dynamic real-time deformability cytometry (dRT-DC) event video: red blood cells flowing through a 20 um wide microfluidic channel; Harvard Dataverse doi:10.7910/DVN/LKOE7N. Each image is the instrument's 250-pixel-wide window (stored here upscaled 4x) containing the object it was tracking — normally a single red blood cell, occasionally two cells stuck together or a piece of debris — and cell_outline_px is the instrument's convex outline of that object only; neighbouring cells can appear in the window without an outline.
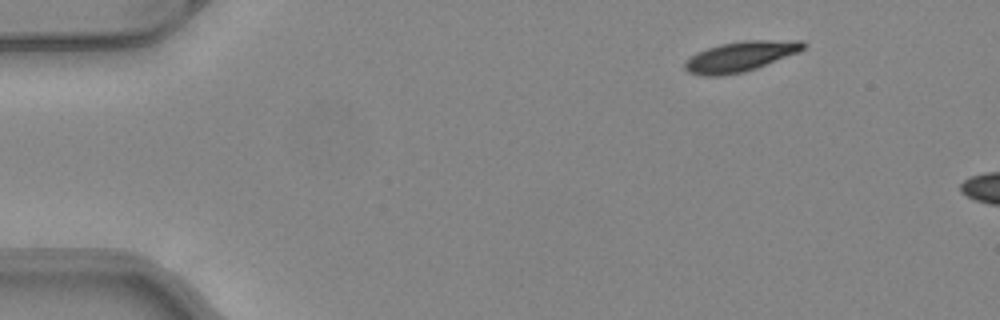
{"species": "common noctule bat (a hibernating species)", "species_latin": "Nyctalus noctula", "temperature_condition": "warm", "stored_images_in_passage": 5, "camera_frame_rate_fps": 3000, "um_per_image_px": 0.085, "animal": {"sex": "female", "body_mass_g": 24.6, "forearm_length_mm": 56.2}, "frame": {"image": 1, "passage_image": 1, "time_ms": 0.0, "image_size_px": [1000, 320], "cell_outline_px": [[808, 44], [800, 52], [756, 68], [744, 72], [720, 76], [700, 76], [688, 72], [684, 68], [684, 60], [696, 52], [720, 44], [744, 40], [804, 40]], "centroid_in_image_um": [62.94, 4.8], "position_along_channel_um": 22.1, "area_um2": 21.15}}